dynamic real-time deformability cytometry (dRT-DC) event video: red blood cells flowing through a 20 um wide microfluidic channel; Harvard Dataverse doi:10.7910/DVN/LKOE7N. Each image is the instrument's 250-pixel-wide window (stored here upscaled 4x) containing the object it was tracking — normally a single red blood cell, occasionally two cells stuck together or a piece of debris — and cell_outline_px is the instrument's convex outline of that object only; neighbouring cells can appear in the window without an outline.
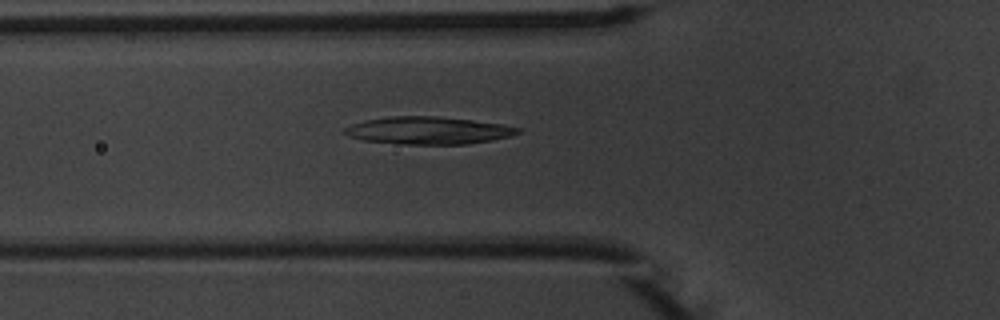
{"species": "common noctule bat (a hibernating species)", "species_latin": "Nyctalus noctula", "temperature_condition": "warm", "stored_images_in_passage": 41, "camera_frame_rate_fps": 3000, "um_per_image_px": 0.085, "animal": {"sex": "male", "body_mass_g": 20.1, "forearm_length_mm": 53.5}, "frame": {"image": 1, "passage_image": 7, "time_ms": 2.0, "image_size_px": [1000, 320], "cell_outline_px": [[524, 128], [520, 132], [512, 136], [492, 140], [468, 144], [404, 144], [364, 140], [348, 136], [344, 132], [344, 128], [352, 124], [364, 120], [392, 116], [436, 116], [472, 120], [504, 124]], "centroid_in_image_um": [36.46, 11.08], "position_along_channel_um": 89.3, "area_um2": 27.8}}
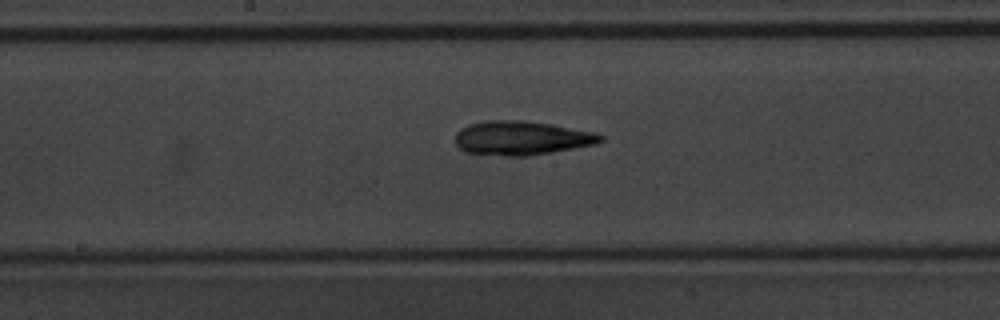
{"frame": {"image": 2, "passage_image": 16, "time_ms": 5.0, "image_size_px": [1000, 320], "cell_outline_px": [[604, 140], [596, 144], [552, 152], [528, 156], [504, 156], [464, 152], [456, 144], [456, 132], [460, 128], [468, 124], [488, 120], [524, 120], [552, 124], [596, 132], [604, 136]], "centroid_in_image_um": [44.34, 11.73], "position_along_channel_um": 203.9, "area_um2": 29.07}}
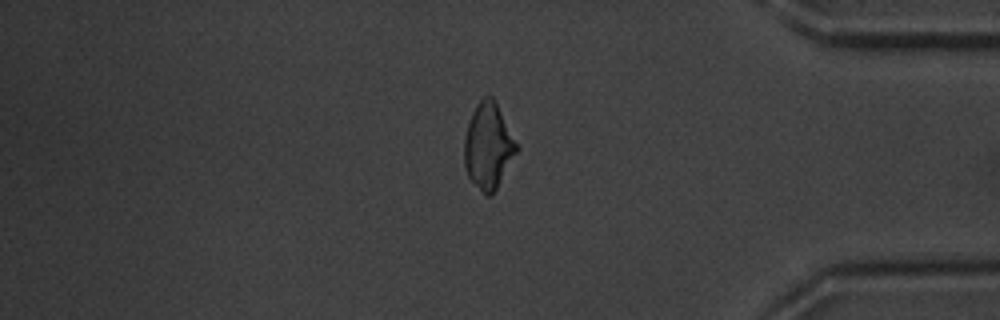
{"frame": {"image": 3, "passage_image": 33, "time_ms": 10.667, "image_size_px": [1000, 320], "cell_outline_px": [[520, 148], [492, 196], [488, 196], [468, 176], [464, 164], [464, 140], [468, 124], [472, 112], [476, 104], [484, 96], [492, 96]], "centroid_in_image_um": [41.51, 12.41], "position_along_channel_um": 393.7, "area_um2": 25.89}, "authors_computed_cell_mechanics": {"area_um2": 26.8192, "velocity_mm_per_s": 3.7867, "shape_relaxation_time_tau1_ms": 6.9722, "shape_relaxation_time_tau2_ms": 3.6572, "deformation_change_tau1": 0.2371, "deformation_change_tau2": 0.1129}}